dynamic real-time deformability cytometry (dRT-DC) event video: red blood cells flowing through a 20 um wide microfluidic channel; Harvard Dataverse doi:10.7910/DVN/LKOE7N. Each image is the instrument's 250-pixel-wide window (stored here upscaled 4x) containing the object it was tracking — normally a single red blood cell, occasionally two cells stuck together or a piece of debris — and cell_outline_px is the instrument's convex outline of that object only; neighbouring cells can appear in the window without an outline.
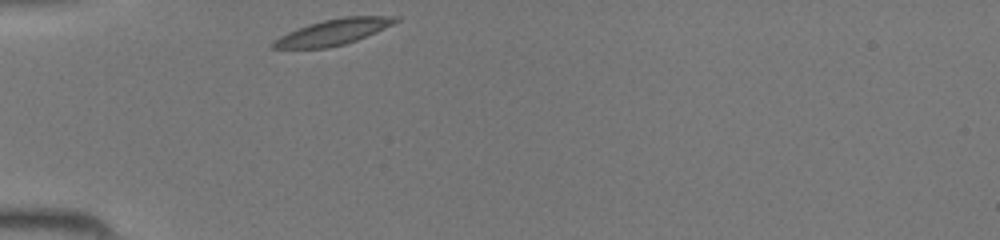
{"species": "common noctule bat (a hibernating species)", "species_latin": "Nyctalus noctula", "temperature_condition": "room temperature", "stored_images_in_passage": 26, "camera_frame_rate_fps": 3000, "um_per_image_px": 0.085, "animal": {"sex": "female", "body_mass_g": 19.5, "forearm_length_mm": 54.1}, "frame": {"image": 1, "passage_image": 1, "time_ms": 0.0, "image_size_px": [1000, 240], "cell_outline_px": [[400, 20], [376, 32], [356, 40], [344, 44], [328, 48], [272, 48], [268, 44], [280, 36], [288, 32], [308, 24], [324, 20], [344, 16], [400, 16]], "centroid_in_image_um": [28.31, 2.72], "position_along_channel_um": 56.7, "area_um2": 18.32}}
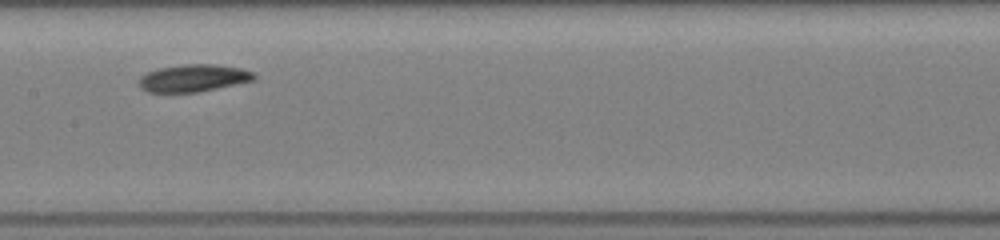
{"frame": {"image": 2, "passage_image": 11, "time_ms": 3.333, "image_size_px": [1000, 240], "cell_outline_px": [[256, 80], [196, 92], [148, 92], [140, 88], [136, 84], [140, 76], [148, 72], [160, 68], [180, 64], [212, 64], [240, 68], [256, 72]], "centroid_in_image_um": [16.43, 6.63], "position_along_channel_um": 191.0, "area_um2": 18.44}}
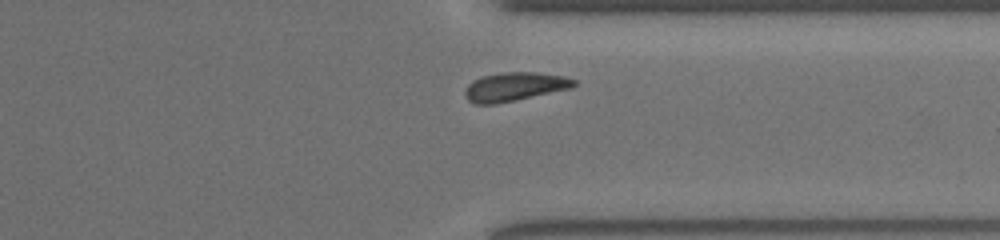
{"frame": {"image": 3, "passage_image": 23, "time_ms": 7.333, "image_size_px": [1000, 240], "cell_outline_px": [[580, 84], [572, 88], [516, 100], [496, 104], [472, 104], [464, 96], [464, 92], [468, 84], [480, 76], [500, 72], [536, 72], [568, 76], [576, 80]], "centroid_in_image_um": [43.77, 7.36], "position_along_channel_um": 367.6, "area_um2": 18.67}}